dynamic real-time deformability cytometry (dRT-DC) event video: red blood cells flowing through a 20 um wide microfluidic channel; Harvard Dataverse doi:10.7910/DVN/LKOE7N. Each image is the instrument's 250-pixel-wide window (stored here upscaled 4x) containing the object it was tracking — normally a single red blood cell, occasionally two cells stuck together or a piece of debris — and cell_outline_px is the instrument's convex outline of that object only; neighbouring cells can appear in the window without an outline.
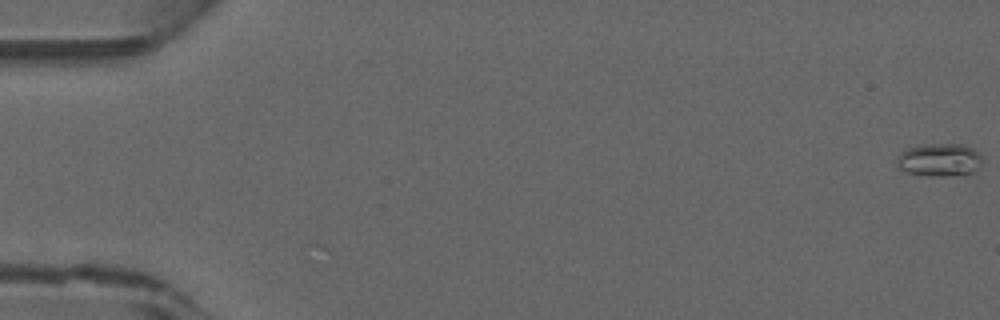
{"species": "common noctule bat (a hibernating species)", "species_latin": "Nyctalus noctula", "temperature_condition": "warm", "stored_images_in_passage": 47, "camera_frame_rate_fps": 3000, "um_per_image_px": 0.085, "animal": {"sex": "male", "forearm_length_mm": 52.5}, "frame": {"image": 1, "passage_image": 1, "time_ms": 0.0, "image_size_px": [1000, 320], "cell_outline_px": [[980, 164], [972, 172], [944, 176], [928, 176], [908, 172], [900, 168], [896, 164], [900, 152], [908, 148], [924, 144], [964, 144], [972, 148], [980, 156]], "centroid_in_image_um": [79.81, 13.57], "position_along_channel_um": 5.2, "area_um2": 16.07}}
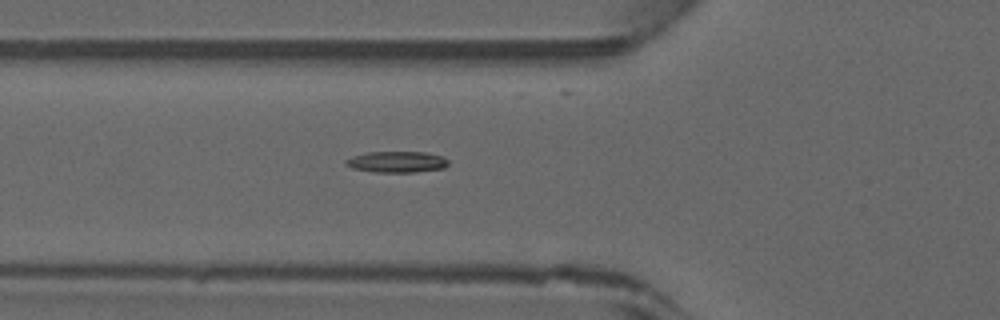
{"frame": {"image": 2, "passage_image": 18, "time_ms": 5.667, "image_size_px": [1000, 320], "cell_outline_px": [[448, 164], [444, 168], [416, 172], [376, 172], [352, 168], [344, 164], [344, 160], [352, 156], [368, 152], [424, 152], [444, 156], [448, 160]], "centroid_in_image_um": [33.73, 13.76], "position_along_channel_um": 92.1, "area_um2": 12.72}}
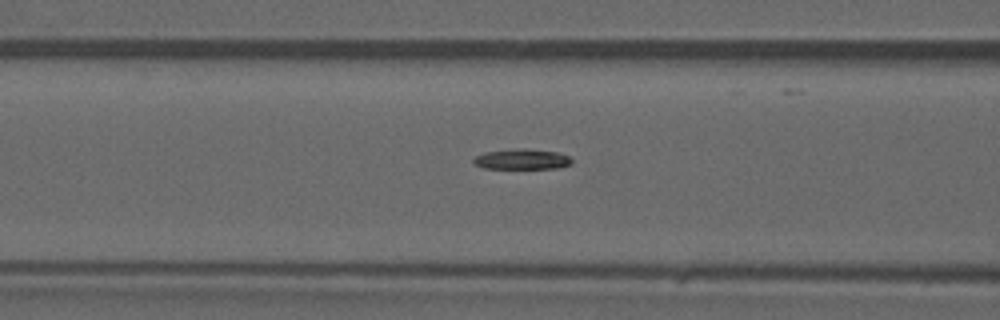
{"frame": {"image": 3, "passage_image": 20, "time_ms": 6.333, "image_size_px": [1000, 320], "cell_outline_px": [[572, 164], [556, 168], [484, 168], [476, 164], [472, 160], [476, 156], [484, 152], [520, 148], [524, 148], [556, 152], [568, 156], [572, 160]], "centroid_in_image_um": [44.37, 13.53], "position_along_channel_um": 122.2, "area_um2": 11.5}}